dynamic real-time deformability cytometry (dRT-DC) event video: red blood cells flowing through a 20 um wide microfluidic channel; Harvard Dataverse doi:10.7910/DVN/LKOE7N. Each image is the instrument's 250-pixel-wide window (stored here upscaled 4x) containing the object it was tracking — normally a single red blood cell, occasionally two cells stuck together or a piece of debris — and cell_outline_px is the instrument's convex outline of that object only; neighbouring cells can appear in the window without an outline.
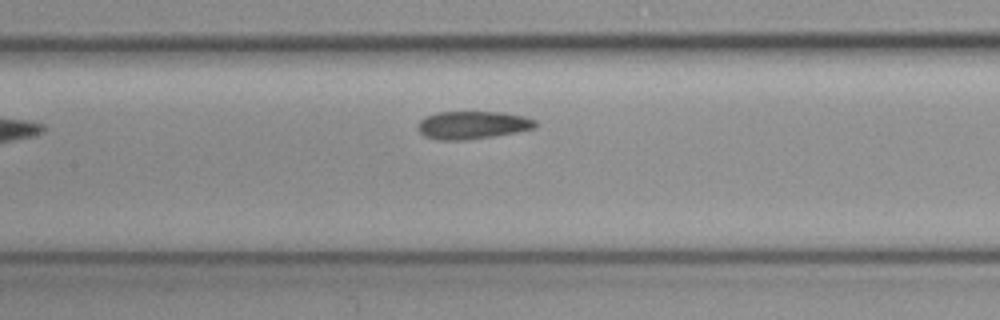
{"species": "common noctule bat (a hibernating species)", "species_latin": "Nyctalus noctula", "temperature_condition": "cold", "stored_images_in_passage": 5, "camera_frame_rate_fps": 3000, "um_per_image_px": 0.085, "animal": {"sex": "female", "body_mass_g": 19.3, "forearm_length_mm": 54.1}, "frame": {"image": 1, "passage_image": 5, "time_ms": 1.333, "image_size_px": [1000, 320], "cell_outline_px": [[536, 128], [516, 132], [492, 136], [464, 140], [440, 140], [424, 136], [416, 128], [420, 120], [436, 112], [504, 112], [524, 116], [536, 120]], "centroid_in_image_um": [40.16, 10.62], "position_along_channel_um": 167.2, "area_um2": 19.07}}